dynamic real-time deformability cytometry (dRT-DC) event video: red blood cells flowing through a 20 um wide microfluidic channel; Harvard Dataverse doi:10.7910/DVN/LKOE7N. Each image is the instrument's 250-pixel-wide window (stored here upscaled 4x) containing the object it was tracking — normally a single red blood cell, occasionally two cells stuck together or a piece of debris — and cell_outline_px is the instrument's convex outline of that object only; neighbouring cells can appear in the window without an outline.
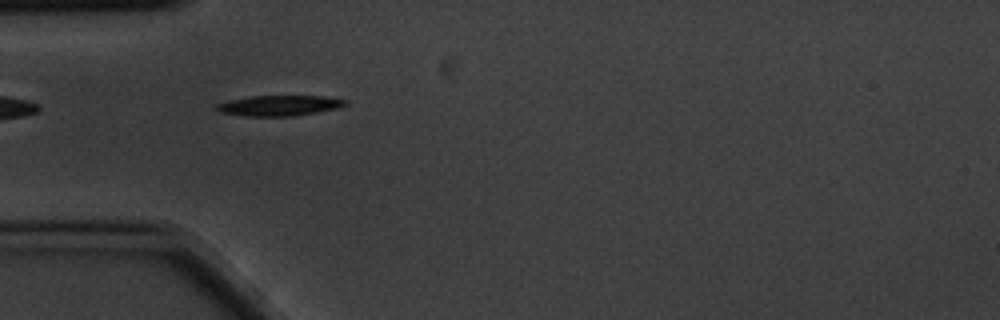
{"species": "common noctule bat (a hibernating species)", "species_latin": "Nyctalus noctula", "temperature_condition": "cold", "stored_images_in_passage": 5, "segment_of_instrument_passage": [2, 2], "camera_frame_rate_fps": 3000, "um_per_image_px": 0.085, "animal": {"sex": "male", "body_mass_g": 20.1, "forearm_length_mm": 53.5}, "frame": {"image": 1, "passage_image": 4, "time_ms": 1.0, "image_size_px": [1000, 320], "cell_outline_px": [[348, 104], [336, 108], [316, 112], [292, 116], [244, 116], [220, 112], [216, 108], [216, 104], [228, 100], [252, 96], [324, 96], [348, 100]], "centroid_in_image_um": [23.73, 8.97], "position_along_channel_um": 61.3, "area_um2": 15.26}}